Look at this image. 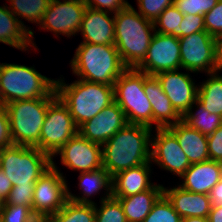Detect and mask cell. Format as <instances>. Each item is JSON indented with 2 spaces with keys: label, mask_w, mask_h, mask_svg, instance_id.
I'll return each instance as SVG.
<instances>
[{
  "label": "cell",
  "mask_w": 222,
  "mask_h": 222,
  "mask_svg": "<svg viewBox=\"0 0 222 222\" xmlns=\"http://www.w3.org/2000/svg\"><path fill=\"white\" fill-rule=\"evenodd\" d=\"M52 166V158L37 147L13 145L3 148L1 170L13 186H35Z\"/></svg>",
  "instance_id": "52a82bcc"
},
{
  "label": "cell",
  "mask_w": 222,
  "mask_h": 222,
  "mask_svg": "<svg viewBox=\"0 0 222 222\" xmlns=\"http://www.w3.org/2000/svg\"><path fill=\"white\" fill-rule=\"evenodd\" d=\"M70 62L78 79L109 86L127 69L115 45L107 44L80 43Z\"/></svg>",
  "instance_id": "277c9868"
},
{
  "label": "cell",
  "mask_w": 222,
  "mask_h": 222,
  "mask_svg": "<svg viewBox=\"0 0 222 222\" xmlns=\"http://www.w3.org/2000/svg\"><path fill=\"white\" fill-rule=\"evenodd\" d=\"M209 73V78L198 85L197 101L210 113L222 116V75Z\"/></svg>",
  "instance_id": "83f0119b"
},
{
  "label": "cell",
  "mask_w": 222,
  "mask_h": 222,
  "mask_svg": "<svg viewBox=\"0 0 222 222\" xmlns=\"http://www.w3.org/2000/svg\"><path fill=\"white\" fill-rule=\"evenodd\" d=\"M85 3L89 8L111 13H117L129 5L127 0H86Z\"/></svg>",
  "instance_id": "60d3db41"
},
{
  "label": "cell",
  "mask_w": 222,
  "mask_h": 222,
  "mask_svg": "<svg viewBox=\"0 0 222 222\" xmlns=\"http://www.w3.org/2000/svg\"><path fill=\"white\" fill-rule=\"evenodd\" d=\"M218 55L219 61L222 68V36L218 39Z\"/></svg>",
  "instance_id": "c3c4849f"
},
{
  "label": "cell",
  "mask_w": 222,
  "mask_h": 222,
  "mask_svg": "<svg viewBox=\"0 0 222 222\" xmlns=\"http://www.w3.org/2000/svg\"><path fill=\"white\" fill-rule=\"evenodd\" d=\"M151 164L144 163L112 176V197H128L152 188L155 184L149 181Z\"/></svg>",
  "instance_id": "44dd1931"
},
{
  "label": "cell",
  "mask_w": 222,
  "mask_h": 222,
  "mask_svg": "<svg viewBox=\"0 0 222 222\" xmlns=\"http://www.w3.org/2000/svg\"><path fill=\"white\" fill-rule=\"evenodd\" d=\"M115 47L127 68H136L146 57L155 33L152 21L144 18L129 4L114 13Z\"/></svg>",
  "instance_id": "7a4b0ae2"
},
{
  "label": "cell",
  "mask_w": 222,
  "mask_h": 222,
  "mask_svg": "<svg viewBox=\"0 0 222 222\" xmlns=\"http://www.w3.org/2000/svg\"><path fill=\"white\" fill-rule=\"evenodd\" d=\"M0 42L20 49L32 47L31 33L12 14L8 6H0Z\"/></svg>",
  "instance_id": "484cf974"
},
{
  "label": "cell",
  "mask_w": 222,
  "mask_h": 222,
  "mask_svg": "<svg viewBox=\"0 0 222 222\" xmlns=\"http://www.w3.org/2000/svg\"><path fill=\"white\" fill-rule=\"evenodd\" d=\"M193 105L182 115V121L189 127L208 136L222 125V116L210 113L198 101H195ZM196 106L197 110L194 113L195 110L192 111V109Z\"/></svg>",
  "instance_id": "f1b7e54d"
},
{
  "label": "cell",
  "mask_w": 222,
  "mask_h": 222,
  "mask_svg": "<svg viewBox=\"0 0 222 222\" xmlns=\"http://www.w3.org/2000/svg\"><path fill=\"white\" fill-rule=\"evenodd\" d=\"M209 159L222 163V125L207 136Z\"/></svg>",
  "instance_id": "ab89813d"
},
{
  "label": "cell",
  "mask_w": 222,
  "mask_h": 222,
  "mask_svg": "<svg viewBox=\"0 0 222 222\" xmlns=\"http://www.w3.org/2000/svg\"><path fill=\"white\" fill-rule=\"evenodd\" d=\"M25 222H48V217L43 216V215L34 214Z\"/></svg>",
  "instance_id": "7dc6e473"
},
{
  "label": "cell",
  "mask_w": 222,
  "mask_h": 222,
  "mask_svg": "<svg viewBox=\"0 0 222 222\" xmlns=\"http://www.w3.org/2000/svg\"><path fill=\"white\" fill-rule=\"evenodd\" d=\"M4 203H5V201L0 198V216H1V212L3 210Z\"/></svg>",
  "instance_id": "681fc988"
},
{
  "label": "cell",
  "mask_w": 222,
  "mask_h": 222,
  "mask_svg": "<svg viewBox=\"0 0 222 222\" xmlns=\"http://www.w3.org/2000/svg\"><path fill=\"white\" fill-rule=\"evenodd\" d=\"M10 3L8 7L12 14L21 22V24L31 33L32 46L37 48L33 38L34 33L32 29L27 28L20 17L30 21L31 23L40 24L42 22L44 13L49 7L51 0H7Z\"/></svg>",
  "instance_id": "4316f807"
},
{
  "label": "cell",
  "mask_w": 222,
  "mask_h": 222,
  "mask_svg": "<svg viewBox=\"0 0 222 222\" xmlns=\"http://www.w3.org/2000/svg\"><path fill=\"white\" fill-rule=\"evenodd\" d=\"M60 155L65 167L79 172L96 171L102 165V145L90 142L79 132L74 135L53 157Z\"/></svg>",
  "instance_id": "9a60e30c"
},
{
  "label": "cell",
  "mask_w": 222,
  "mask_h": 222,
  "mask_svg": "<svg viewBox=\"0 0 222 222\" xmlns=\"http://www.w3.org/2000/svg\"><path fill=\"white\" fill-rule=\"evenodd\" d=\"M13 145L8 113L5 105L0 103V147L9 148Z\"/></svg>",
  "instance_id": "b9f144b4"
},
{
  "label": "cell",
  "mask_w": 222,
  "mask_h": 222,
  "mask_svg": "<svg viewBox=\"0 0 222 222\" xmlns=\"http://www.w3.org/2000/svg\"><path fill=\"white\" fill-rule=\"evenodd\" d=\"M128 124L124 111L114 101L95 117L78 128V132L90 142L103 145Z\"/></svg>",
  "instance_id": "2e32d148"
},
{
  "label": "cell",
  "mask_w": 222,
  "mask_h": 222,
  "mask_svg": "<svg viewBox=\"0 0 222 222\" xmlns=\"http://www.w3.org/2000/svg\"><path fill=\"white\" fill-rule=\"evenodd\" d=\"M208 218L210 222H222V206H212Z\"/></svg>",
  "instance_id": "f6af8a7d"
},
{
  "label": "cell",
  "mask_w": 222,
  "mask_h": 222,
  "mask_svg": "<svg viewBox=\"0 0 222 222\" xmlns=\"http://www.w3.org/2000/svg\"><path fill=\"white\" fill-rule=\"evenodd\" d=\"M55 82L34 67L0 63L1 104L47 97L55 90Z\"/></svg>",
  "instance_id": "5b68a950"
},
{
  "label": "cell",
  "mask_w": 222,
  "mask_h": 222,
  "mask_svg": "<svg viewBox=\"0 0 222 222\" xmlns=\"http://www.w3.org/2000/svg\"><path fill=\"white\" fill-rule=\"evenodd\" d=\"M86 8V3L81 0H51L42 22L37 26L53 32L56 37L75 36L79 33Z\"/></svg>",
  "instance_id": "7c38bea8"
},
{
  "label": "cell",
  "mask_w": 222,
  "mask_h": 222,
  "mask_svg": "<svg viewBox=\"0 0 222 222\" xmlns=\"http://www.w3.org/2000/svg\"><path fill=\"white\" fill-rule=\"evenodd\" d=\"M48 222H95V205L67 200L57 213L48 218Z\"/></svg>",
  "instance_id": "f546056e"
},
{
  "label": "cell",
  "mask_w": 222,
  "mask_h": 222,
  "mask_svg": "<svg viewBox=\"0 0 222 222\" xmlns=\"http://www.w3.org/2000/svg\"><path fill=\"white\" fill-rule=\"evenodd\" d=\"M175 110L182 116L195 101L198 87L189 73L179 70L164 71L155 75Z\"/></svg>",
  "instance_id": "e0dca14e"
},
{
  "label": "cell",
  "mask_w": 222,
  "mask_h": 222,
  "mask_svg": "<svg viewBox=\"0 0 222 222\" xmlns=\"http://www.w3.org/2000/svg\"><path fill=\"white\" fill-rule=\"evenodd\" d=\"M151 132L148 126L128 123L102 145V165L111 177L150 162Z\"/></svg>",
  "instance_id": "6da1fadb"
},
{
  "label": "cell",
  "mask_w": 222,
  "mask_h": 222,
  "mask_svg": "<svg viewBox=\"0 0 222 222\" xmlns=\"http://www.w3.org/2000/svg\"><path fill=\"white\" fill-rule=\"evenodd\" d=\"M32 210L27 206L4 204L1 212V222H25L33 216Z\"/></svg>",
  "instance_id": "74e56055"
},
{
  "label": "cell",
  "mask_w": 222,
  "mask_h": 222,
  "mask_svg": "<svg viewBox=\"0 0 222 222\" xmlns=\"http://www.w3.org/2000/svg\"><path fill=\"white\" fill-rule=\"evenodd\" d=\"M114 98L128 123L152 128V107L144 93V72L127 68L114 84Z\"/></svg>",
  "instance_id": "ba28073f"
},
{
  "label": "cell",
  "mask_w": 222,
  "mask_h": 222,
  "mask_svg": "<svg viewBox=\"0 0 222 222\" xmlns=\"http://www.w3.org/2000/svg\"><path fill=\"white\" fill-rule=\"evenodd\" d=\"M167 128L176 136L190 164L210 160L206 135L189 127L182 120Z\"/></svg>",
  "instance_id": "603a6c76"
},
{
  "label": "cell",
  "mask_w": 222,
  "mask_h": 222,
  "mask_svg": "<svg viewBox=\"0 0 222 222\" xmlns=\"http://www.w3.org/2000/svg\"><path fill=\"white\" fill-rule=\"evenodd\" d=\"M2 153H3V148L0 147V170L2 166Z\"/></svg>",
  "instance_id": "f907efd6"
},
{
  "label": "cell",
  "mask_w": 222,
  "mask_h": 222,
  "mask_svg": "<svg viewBox=\"0 0 222 222\" xmlns=\"http://www.w3.org/2000/svg\"><path fill=\"white\" fill-rule=\"evenodd\" d=\"M180 68L179 39L158 32L153 34L146 57L136 67L137 70L151 76L164 71L179 70Z\"/></svg>",
  "instance_id": "4fadbf2b"
},
{
  "label": "cell",
  "mask_w": 222,
  "mask_h": 222,
  "mask_svg": "<svg viewBox=\"0 0 222 222\" xmlns=\"http://www.w3.org/2000/svg\"><path fill=\"white\" fill-rule=\"evenodd\" d=\"M35 186H13L4 204L27 206L32 210Z\"/></svg>",
  "instance_id": "8d00e7d4"
},
{
  "label": "cell",
  "mask_w": 222,
  "mask_h": 222,
  "mask_svg": "<svg viewBox=\"0 0 222 222\" xmlns=\"http://www.w3.org/2000/svg\"><path fill=\"white\" fill-rule=\"evenodd\" d=\"M150 162L179 177L191 165L176 136L168 128H156L155 136L151 134Z\"/></svg>",
  "instance_id": "5bb4252c"
},
{
  "label": "cell",
  "mask_w": 222,
  "mask_h": 222,
  "mask_svg": "<svg viewBox=\"0 0 222 222\" xmlns=\"http://www.w3.org/2000/svg\"><path fill=\"white\" fill-rule=\"evenodd\" d=\"M181 68L190 73L221 71L218 55V39L206 31L178 38Z\"/></svg>",
  "instance_id": "9c48e42d"
},
{
  "label": "cell",
  "mask_w": 222,
  "mask_h": 222,
  "mask_svg": "<svg viewBox=\"0 0 222 222\" xmlns=\"http://www.w3.org/2000/svg\"><path fill=\"white\" fill-rule=\"evenodd\" d=\"M183 16L174 4L167 7L153 22L155 32L179 38V28Z\"/></svg>",
  "instance_id": "1f68e13d"
},
{
  "label": "cell",
  "mask_w": 222,
  "mask_h": 222,
  "mask_svg": "<svg viewBox=\"0 0 222 222\" xmlns=\"http://www.w3.org/2000/svg\"><path fill=\"white\" fill-rule=\"evenodd\" d=\"M204 27L207 33L219 39L222 36V0L204 15Z\"/></svg>",
  "instance_id": "d590c367"
},
{
  "label": "cell",
  "mask_w": 222,
  "mask_h": 222,
  "mask_svg": "<svg viewBox=\"0 0 222 222\" xmlns=\"http://www.w3.org/2000/svg\"><path fill=\"white\" fill-rule=\"evenodd\" d=\"M201 31H206L204 27V15L186 14L183 16L179 28V38Z\"/></svg>",
  "instance_id": "f35d334b"
},
{
  "label": "cell",
  "mask_w": 222,
  "mask_h": 222,
  "mask_svg": "<svg viewBox=\"0 0 222 222\" xmlns=\"http://www.w3.org/2000/svg\"><path fill=\"white\" fill-rule=\"evenodd\" d=\"M55 90L78 128L115 101L114 86L82 79L66 84L60 77L55 82Z\"/></svg>",
  "instance_id": "3957f363"
},
{
  "label": "cell",
  "mask_w": 222,
  "mask_h": 222,
  "mask_svg": "<svg viewBox=\"0 0 222 222\" xmlns=\"http://www.w3.org/2000/svg\"><path fill=\"white\" fill-rule=\"evenodd\" d=\"M163 185L155 184L146 190L128 197L117 198L123 208L127 222H143L148 216L154 203L163 194Z\"/></svg>",
  "instance_id": "cb8c5ba5"
},
{
  "label": "cell",
  "mask_w": 222,
  "mask_h": 222,
  "mask_svg": "<svg viewBox=\"0 0 222 222\" xmlns=\"http://www.w3.org/2000/svg\"><path fill=\"white\" fill-rule=\"evenodd\" d=\"M55 162L36 181L33 194V214L50 217L57 213L68 200V185Z\"/></svg>",
  "instance_id": "8fae6325"
},
{
  "label": "cell",
  "mask_w": 222,
  "mask_h": 222,
  "mask_svg": "<svg viewBox=\"0 0 222 222\" xmlns=\"http://www.w3.org/2000/svg\"><path fill=\"white\" fill-rule=\"evenodd\" d=\"M182 222H210V221L208 217L193 216V217L182 218Z\"/></svg>",
  "instance_id": "bcb514c9"
},
{
  "label": "cell",
  "mask_w": 222,
  "mask_h": 222,
  "mask_svg": "<svg viewBox=\"0 0 222 222\" xmlns=\"http://www.w3.org/2000/svg\"><path fill=\"white\" fill-rule=\"evenodd\" d=\"M208 195L211 201V206H214V207L222 206V178L210 190Z\"/></svg>",
  "instance_id": "7bdbcfd3"
},
{
  "label": "cell",
  "mask_w": 222,
  "mask_h": 222,
  "mask_svg": "<svg viewBox=\"0 0 222 222\" xmlns=\"http://www.w3.org/2000/svg\"><path fill=\"white\" fill-rule=\"evenodd\" d=\"M13 185L6 174L0 170V198L6 200Z\"/></svg>",
  "instance_id": "ee69618b"
},
{
  "label": "cell",
  "mask_w": 222,
  "mask_h": 222,
  "mask_svg": "<svg viewBox=\"0 0 222 222\" xmlns=\"http://www.w3.org/2000/svg\"><path fill=\"white\" fill-rule=\"evenodd\" d=\"M100 208L95 204V222H127L120 201L112 196L100 198Z\"/></svg>",
  "instance_id": "4dcf8cb0"
},
{
  "label": "cell",
  "mask_w": 222,
  "mask_h": 222,
  "mask_svg": "<svg viewBox=\"0 0 222 222\" xmlns=\"http://www.w3.org/2000/svg\"><path fill=\"white\" fill-rule=\"evenodd\" d=\"M144 93L152 107V126L155 125V129L167 128L182 120L156 76L144 73Z\"/></svg>",
  "instance_id": "ac0fdd59"
},
{
  "label": "cell",
  "mask_w": 222,
  "mask_h": 222,
  "mask_svg": "<svg viewBox=\"0 0 222 222\" xmlns=\"http://www.w3.org/2000/svg\"><path fill=\"white\" fill-rule=\"evenodd\" d=\"M219 0H174V6L183 14L205 15Z\"/></svg>",
  "instance_id": "836d02e7"
},
{
  "label": "cell",
  "mask_w": 222,
  "mask_h": 222,
  "mask_svg": "<svg viewBox=\"0 0 222 222\" xmlns=\"http://www.w3.org/2000/svg\"><path fill=\"white\" fill-rule=\"evenodd\" d=\"M110 13V14H109ZM114 13L87 7L79 32L83 35L81 43L107 44L115 43Z\"/></svg>",
  "instance_id": "d6986e66"
},
{
  "label": "cell",
  "mask_w": 222,
  "mask_h": 222,
  "mask_svg": "<svg viewBox=\"0 0 222 222\" xmlns=\"http://www.w3.org/2000/svg\"><path fill=\"white\" fill-rule=\"evenodd\" d=\"M180 178L183 183L179 186L183 189L198 194H209L222 178V163L214 160L193 163Z\"/></svg>",
  "instance_id": "ffe728a7"
},
{
  "label": "cell",
  "mask_w": 222,
  "mask_h": 222,
  "mask_svg": "<svg viewBox=\"0 0 222 222\" xmlns=\"http://www.w3.org/2000/svg\"><path fill=\"white\" fill-rule=\"evenodd\" d=\"M163 194L182 218L209 216L212 206L208 194L190 192L179 185L169 189L163 187Z\"/></svg>",
  "instance_id": "7402d4cb"
},
{
  "label": "cell",
  "mask_w": 222,
  "mask_h": 222,
  "mask_svg": "<svg viewBox=\"0 0 222 222\" xmlns=\"http://www.w3.org/2000/svg\"><path fill=\"white\" fill-rule=\"evenodd\" d=\"M78 177L79 189H82L81 196L73 195L68 187V200L81 204L95 205L96 203L90 197L101 192L102 189L106 190L105 196H112V178L103 167L96 171L80 172Z\"/></svg>",
  "instance_id": "d4e9b609"
},
{
  "label": "cell",
  "mask_w": 222,
  "mask_h": 222,
  "mask_svg": "<svg viewBox=\"0 0 222 222\" xmlns=\"http://www.w3.org/2000/svg\"><path fill=\"white\" fill-rule=\"evenodd\" d=\"M57 98L56 90L38 99L12 101L5 105L14 145L37 147L48 106Z\"/></svg>",
  "instance_id": "8992f818"
},
{
  "label": "cell",
  "mask_w": 222,
  "mask_h": 222,
  "mask_svg": "<svg viewBox=\"0 0 222 222\" xmlns=\"http://www.w3.org/2000/svg\"><path fill=\"white\" fill-rule=\"evenodd\" d=\"M143 222H182V217L175 211L167 197L162 194Z\"/></svg>",
  "instance_id": "d6a6232c"
},
{
  "label": "cell",
  "mask_w": 222,
  "mask_h": 222,
  "mask_svg": "<svg viewBox=\"0 0 222 222\" xmlns=\"http://www.w3.org/2000/svg\"><path fill=\"white\" fill-rule=\"evenodd\" d=\"M173 3L174 0H137L139 14L152 22Z\"/></svg>",
  "instance_id": "e575fe53"
},
{
  "label": "cell",
  "mask_w": 222,
  "mask_h": 222,
  "mask_svg": "<svg viewBox=\"0 0 222 222\" xmlns=\"http://www.w3.org/2000/svg\"><path fill=\"white\" fill-rule=\"evenodd\" d=\"M78 133L73 117L68 108L57 97L46 112L40 132L39 149L53 156Z\"/></svg>",
  "instance_id": "30bf717a"
}]
</instances>
